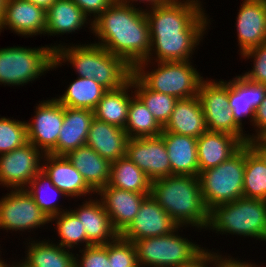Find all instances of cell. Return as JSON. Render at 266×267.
Segmentation results:
<instances>
[{"label": "cell", "mask_w": 266, "mask_h": 267, "mask_svg": "<svg viewBox=\"0 0 266 267\" xmlns=\"http://www.w3.org/2000/svg\"><path fill=\"white\" fill-rule=\"evenodd\" d=\"M169 0H115V2H118V3H121V4H125V5H130L132 7H137V8H140L142 10H148V9H152V8H155L157 6H161V5H164L168 2ZM138 2V3H137ZM136 3L137 5H139V3H144L146 5V8H143V7H138L136 6ZM135 4V5H134ZM149 5V6H148Z\"/></svg>", "instance_id": "obj_46"}, {"label": "cell", "mask_w": 266, "mask_h": 267, "mask_svg": "<svg viewBox=\"0 0 266 267\" xmlns=\"http://www.w3.org/2000/svg\"><path fill=\"white\" fill-rule=\"evenodd\" d=\"M154 200L183 229L204 231L208 221L198 176L172 175L151 181Z\"/></svg>", "instance_id": "obj_4"}, {"label": "cell", "mask_w": 266, "mask_h": 267, "mask_svg": "<svg viewBox=\"0 0 266 267\" xmlns=\"http://www.w3.org/2000/svg\"><path fill=\"white\" fill-rule=\"evenodd\" d=\"M214 248H204L190 262L182 264L178 267H213V250Z\"/></svg>", "instance_id": "obj_45"}, {"label": "cell", "mask_w": 266, "mask_h": 267, "mask_svg": "<svg viewBox=\"0 0 266 267\" xmlns=\"http://www.w3.org/2000/svg\"><path fill=\"white\" fill-rule=\"evenodd\" d=\"M201 0H169L145 10L151 35V49L145 61H191L195 49L210 29ZM209 18V19H208Z\"/></svg>", "instance_id": "obj_1"}, {"label": "cell", "mask_w": 266, "mask_h": 267, "mask_svg": "<svg viewBox=\"0 0 266 267\" xmlns=\"http://www.w3.org/2000/svg\"><path fill=\"white\" fill-rule=\"evenodd\" d=\"M260 137L266 142V131Z\"/></svg>", "instance_id": "obj_52"}, {"label": "cell", "mask_w": 266, "mask_h": 267, "mask_svg": "<svg viewBox=\"0 0 266 267\" xmlns=\"http://www.w3.org/2000/svg\"><path fill=\"white\" fill-rule=\"evenodd\" d=\"M47 11L56 0H26Z\"/></svg>", "instance_id": "obj_48"}, {"label": "cell", "mask_w": 266, "mask_h": 267, "mask_svg": "<svg viewBox=\"0 0 266 267\" xmlns=\"http://www.w3.org/2000/svg\"><path fill=\"white\" fill-rule=\"evenodd\" d=\"M218 80L204 78L198 90L208 131L228 133L237 137L243 144H247L248 134L235 121L230 109L228 81Z\"/></svg>", "instance_id": "obj_10"}, {"label": "cell", "mask_w": 266, "mask_h": 267, "mask_svg": "<svg viewBox=\"0 0 266 267\" xmlns=\"http://www.w3.org/2000/svg\"><path fill=\"white\" fill-rule=\"evenodd\" d=\"M106 91L93 78L76 77L62 95L54 98L64 107L93 111Z\"/></svg>", "instance_id": "obj_31"}, {"label": "cell", "mask_w": 266, "mask_h": 267, "mask_svg": "<svg viewBox=\"0 0 266 267\" xmlns=\"http://www.w3.org/2000/svg\"><path fill=\"white\" fill-rule=\"evenodd\" d=\"M54 59L55 51L51 45L0 48V85L20 87L33 83L52 71Z\"/></svg>", "instance_id": "obj_7"}, {"label": "cell", "mask_w": 266, "mask_h": 267, "mask_svg": "<svg viewBox=\"0 0 266 267\" xmlns=\"http://www.w3.org/2000/svg\"><path fill=\"white\" fill-rule=\"evenodd\" d=\"M107 185L147 196L151 194V180L126 156L111 163L110 178Z\"/></svg>", "instance_id": "obj_32"}, {"label": "cell", "mask_w": 266, "mask_h": 267, "mask_svg": "<svg viewBox=\"0 0 266 267\" xmlns=\"http://www.w3.org/2000/svg\"><path fill=\"white\" fill-rule=\"evenodd\" d=\"M178 230L183 232L179 226L168 235L133 241L139 267H178L205 248L180 235Z\"/></svg>", "instance_id": "obj_9"}, {"label": "cell", "mask_w": 266, "mask_h": 267, "mask_svg": "<svg viewBox=\"0 0 266 267\" xmlns=\"http://www.w3.org/2000/svg\"><path fill=\"white\" fill-rule=\"evenodd\" d=\"M133 95L131 75L130 80L121 88L107 90L104 93L102 99L93 110L94 117L100 121L124 129L127 123L130 100Z\"/></svg>", "instance_id": "obj_30"}, {"label": "cell", "mask_w": 266, "mask_h": 267, "mask_svg": "<svg viewBox=\"0 0 266 267\" xmlns=\"http://www.w3.org/2000/svg\"><path fill=\"white\" fill-rule=\"evenodd\" d=\"M44 153L32 143L0 154V186L10 189H25L42 170Z\"/></svg>", "instance_id": "obj_12"}, {"label": "cell", "mask_w": 266, "mask_h": 267, "mask_svg": "<svg viewBox=\"0 0 266 267\" xmlns=\"http://www.w3.org/2000/svg\"><path fill=\"white\" fill-rule=\"evenodd\" d=\"M132 86L134 94L147 107L156 121L164 127L169 121L178 99L148 89L133 73Z\"/></svg>", "instance_id": "obj_35"}, {"label": "cell", "mask_w": 266, "mask_h": 267, "mask_svg": "<svg viewBox=\"0 0 266 267\" xmlns=\"http://www.w3.org/2000/svg\"><path fill=\"white\" fill-rule=\"evenodd\" d=\"M28 143L26 121L0 116V154L8 153Z\"/></svg>", "instance_id": "obj_38"}, {"label": "cell", "mask_w": 266, "mask_h": 267, "mask_svg": "<svg viewBox=\"0 0 266 267\" xmlns=\"http://www.w3.org/2000/svg\"><path fill=\"white\" fill-rule=\"evenodd\" d=\"M6 0H0V24L2 22V17H3V10L5 7Z\"/></svg>", "instance_id": "obj_50"}, {"label": "cell", "mask_w": 266, "mask_h": 267, "mask_svg": "<svg viewBox=\"0 0 266 267\" xmlns=\"http://www.w3.org/2000/svg\"><path fill=\"white\" fill-rule=\"evenodd\" d=\"M65 156L95 193L108 184L111 162L101 157L91 147L81 146Z\"/></svg>", "instance_id": "obj_28"}, {"label": "cell", "mask_w": 266, "mask_h": 267, "mask_svg": "<svg viewBox=\"0 0 266 267\" xmlns=\"http://www.w3.org/2000/svg\"><path fill=\"white\" fill-rule=\"evenodd\" d=\"M128 136L124 129L93 119L86 145L111 163L126 156Z\"/></svg>", "instance_id": "obj_24"}, {"label": "cell", "mask_w": 266, "mask_h": 267, "mask_svg": "<svg viewBox=\"0 0 266 267\" xmlns=\"http://www.w3.org/2000/svg\"><path fill=\"white\" fill-rule=\"evenodd\" d=\"M92 22L115 0H72ZM92 16V18H91Z\"/></svg>", "instance_id": "obj_42"}, {"label": "cell", "mask_w": 266, "mask_h": 267, "mask_svg": "<svg viewBox=\"0 0 266 267\" xmlns=\"http://www.w3.org/2000/svg\"><path fill=\"white\" fill-rule=\"evenodd\" d=\"M1 254H2V253L0 252V267H10L11 263L8 264V263H7V260H6V262H5V260L2 259Z\"/></svg>", "instance_id": "obj_51"}, {"label": "cell", "mask_w": 266, "mask_h": 267, "mask_svg": "<svg viewBox=\"0 0 266 267\" xmlns=\"http://www.w3.org/2000/svg\"><path fill=\"white\" fill-rule=\"evenodd\" d=\"M244 173L245 144L228 160L199 173L202 197L208 210L243 197Z\"/></svg>", "instance_id": "obj_8"}, {"label": "cell", "mask_w": 266, "mask_h": 267, "mask_svg": "<svg viewBox=\"0 0 266 267\" xmlns=\"http://www.w3.org/2000/svg\"><path fill=\"white\" fill-rule=\"evenodd\" d=\"M92 34L95 44L131 68L148 58L151 35L145 10L114 1L92 22Z\"/></svg>", "instance_id": "obj_2"}, {"label": "cell", "mask_w": 266, "mask_h": 267, "mask_svg": "<svg viewBox=\"0 0 266 267\" xmlns=\"http://www.w3.org/2000/svg\"><path fill=\"white\" fill-rule=\"evenodd\" d=\"M7 28L24 38L37 35L41 37L42 34L45 36L46 11L26 0H6L0 34Z\"/></svg>", "instance_id": "obj_16"}, {"label": "cell", "mask_w": 266, "mask_h": 267, "mask_svg": "<svg viewBox=\"0 0 266 267\" xmlns=\"http://www.w3.org/2000/svg\"><path fill=\"white\" fill-rule=\"evenodd\" d=\"M179 225L150 195L141 204L131 224L120 234L128 241L164 236L175 231Z\"/></svg>", "instance_id": "obj_15"}, {"label": "cell", "mask_w": 266, "mask_h": 267, "mask_svg": "<svg viewBox=\"0 0 266 267\" xmlns=\"http://www.w3.org/2000/svg\"><path fill=\"white\" fill-rule=\"evenodd\" d=\"M75 255V267H110L108 258V243L91 245L78 250Z\"/></svg>", "instance_id": "obj_41"}, {"label": "cell", "mask_w": 266, "mask_h": 267, "mask_svg": "<svg viewBox=\"0 0 266 267\" xmlns=\"http://www.w3.org/2000/svg\"><path fill=\"white\" fill-rule=\"evenodd\" d=\"M163 131L199 138L208 131L198 96L178 99Z\"/></svg>", "instance_id": "obj_26"}, {"label": "cell", "mask_w": 266, "mask_h": 267, "mask_svg": "<svg viewBox=\"0 0 266 267\" xmlns=\"http://www.w3.org/2000/svg\"><path fill=\"white\" fill-rule=\"evenodd\" d=\"M94 111L65 107L64 120L57 145L49 152L54 155H67L70 151L86 145Z\"/></svg>", "instance_id": "obj_23"}, {"label": "cell", "mask_w": 266, "mask_h": 267, "mask_svg": "<svg viewBox=\"0 0 266 267\" xmlns=\"http://www.w3.org/2000/svg\"><path fill=\"white\" fill-rule=\"evenodd\" d=\"M29 237L24 244L26 255L22 257V261L29 267H75L76 253L73 250L63 248L49 238L35 240Z\"/></svg>", "instance_id": "obj_29"}, {"label": "cell", "mask_w": 266, "mask_h": 267, "mask_svg": "<svg viewBox=\"0 0 266 267\" xmlns=\"http://www.w3.org/2000/svg\"><path fill=\"white\" fill-rule=\"evenodd\" d=\"M252 126L255 131H253L254 133H251L252 135L248 133L249 140L260 137L266 131V95L255 111Z\"/></svg>", "instance_id": "obj_44"}, {"label": "cell", "mask_w": 266, "mask_h": 267, "mask_svg": "<svg viewBox=\"0 0 266 267\" xmlns=\"http://www.w3.org/2000/svg\"><path fill=\"white\" fill-rule=\"evenodd\" d=\"M55 221V223H54ZM51 225L54 223V230L60 240L54 242L63 248L75 250L77 247L80 249L87 247V236L85 229L81 225V221L76 214L68 208L64 212L54 216L50 219ZM81 246V247H79ZM75 248V249H74Z\"/></svg>", "instance_id": "obj_37"}, {"label": "cell", "mask_w": 266, "mask_h": 267, "mask_svg": "<svg viewBox=\"0 0 266 267\" xmlns=\"http://www.w3.org/2000/svg\"><path fill=\"white\" fill-rule=\"evenodd\" d=\"M96 194L119 235L131 224L142 202L148 197L145 194L120 190L109 185L101 188Z\"/></svg>", "instance_id": "obj_19"}, {"label": "cell", "mask_w": 266, "mask_h": 267, "mask_svg": "<svg viewBox=\"0 0 266 267\" xmlns=\"http://www.w3.org/2000/svg\"><path fill=\"white\" fill-rule=\"evenodd\" d=\"M219 250H215L213 251V267H261L262 265H256L257 263H252V262H247L240 260V258L238 259L232 256H230L227 254L224 256L222 255L220 252H218ZM217 252V253H216ZM263 267H265L263 265Z\"/></svg>", "instance_id": "obj_43"}, {"label": "cell", "mask_w": 266, "mask_h": 267, "mask_svg": "<svg viewBox=\"0 0 266 267\" xmlns=\"http://www.w3.org/2000/svg\"><path fill=\"white\" fill-rule=\"evenodd\" d=\"M243 197L266 200V165L248 144H245Z\"/></svg>", "instance_id": "obj_36"}, {"label": "cell", "mask_w": 266, "mask_h": 267, "mask_svg": "<svg viewBox=\"0 0 266 267\" xmlns=\"http://www.w3.org/2000/svg\"><path fill=\"white\" fill-rule=\"evenodd\" d=\"M50 224L26 189H10L0 197V230L30 232ZM9 230V231H8Z\"/></svg>", "instance_id": "obj_11"}, {"label": "cell", "mask_w": 266, "mask_h": 267, "mask_svg": "<svg viewBox=\"0 0 266 267\" xmlns=\"http://www.w3.org/2000/svg\"><path fill=\"white\" fill-rule=\"evenodd\" d=\"M36 103L34 116L27 120V139L44 154L49 153L56 145L64 120L65 107L55 98Z\"/></svg>", "instance_id": "obj_13"}, {"label": "cell", "mask_w": 266, "mask_h": 267, "mask_svg": "<svg viewBox=\"0 0 266 267\" xmlns=\"http://www.w3.org/2000/svg\"><path fill=\"white\" fill-rule=\"evenodd\" d=\"M108 258L110 267H139L133 242L120 235L108 243Z\"/></svg>", "instance_id": "obj_39"}, {"label": "cell", "mask_w": 266, "mask_h": 267, "mask_svg": "<svg viewBox=\"0 0 266 267\" xmlns=\"http://www.w3.org/2000/svg\"><path fill=\"white\" fill-rule=\"evenodd\" d=\"M241 59L251 60L253 62L252 69L241 75L251 82L266 85V43L260 44L241 55ZM253 60V61H252Z\"/></svg>", "instance_id": "obj_40"}, {"label": "cell", "mask_w": 266, "mask_h": 267, "mask_svg": "<svg viewBox=\"0 0 266 267\" xmlns=\"http://www.w3.org/2000/svg\"><path fill=\"white\" fill-rule=\"evenodd\" d=\"M42 170L48 175L51 182L67 195V198L80 199L82 197L85 199L86 196L88 198L96 196V193L87 185L82 175L65 155L44 154Z\"/></svg>", "instance_id": "obj_18"}, {"label": "cell", "mask_w": 266, "mask_h": 267, "mask_svg": "<svg viewBox=\"0 0 266 267\" xmlns=\"http://www.w3.org/2000/svg\"><path fill=\"white\" fill-rule=\"evenodd\" d=\"M18 261V262H17ZM16 262L15 261H12L10 267H29L26 263H24L21 259L20 261L17 260Z\"/></svg>", "instance_id": "obj_49"}, {"label": "cell", "mask_w": 266, "mask_h": 267, "mask_svg": "<svg viewBox=\"0 0 266 267\" xmlns=\"http://www.w3.org/2000/svg\"><path fill=\"white\" fill-rule=\"evenodd\" d=\"M126 157L153 181L172 176L168 152L161 136L129 138Z\"/></svg>", "instance_id": "obj_14"}, {"label": "cell", "mask_w": 266, "mask_h": 267, "mask_svg": "<svg viewBox=\"0 0 266 267\" xmlns=\"http://www.w3.org/2000/svg\"><path fill=\"white\" fill-rule=\"evenodd\" d=\"M266 242V200L241 197L208 210L204 231Z\"/></svg>", "instance_id": "obj_5"}, {"label": "cell", "mask_w": 266, "mask_h": 267, "mask_svg": "<svg viewBox=\"0 0 266 267\" xmlns=\"http://www.w3.org/2000/svg\"><path fill=\"white\" fill-rule=\"evenodd\" d=\"M266 95V85L251 82L244 76L236 75L228 80L230 109L235 121L244 129L246 118L252 126L255 111ZM246 117V118H245ZM244 121V123H242Z\"/></svg>", "instance_id": "obj_21"}, {"label": "cell", "mask_w": 266, "mask_h": 267, "mask_svg": "<svg viewBox=\"0 0 266 267\" xmlns=\"http://www.w3.org/2000/svg\"><path fill=\"white\" fill-rule=\"evenodd\" d=\"M124 130L128 138L157 137L162 133L163 127L134 94L130 100L127 123Z\"/></svg>", "instance_id": "obj_34"}, {"label": "cell", "mask_w": 266, "mask_h": 267, "mask_svg": "<svg viewBox=\"0 0 266 267\" xmlns=\"http://www.w3.org/2000/svg\"><path fill=\"white\" fill-rule=\"evenodd\" d=\"M250 148L264 161L266 165V142L261 137L248 141Z\"/></svg>", "instance_id": "obj_47"}, {"label": "cell", "mask_w": 266, "mask_h": 267, "mask_svg": "<svg viewBox=\"0 0 266 267\" xmlns=\"http://www.w3.org/2000/svg\"><path fill=\"white\" fill-rule=\"evenodd\" d=\"M173 175L199 176L197 138L162 131Z\"/></svg>", "instance_id": "obj_27"}, {"label": "cell", "mask_w": 266, "mask_h": 267, "mask_svg": "<svg viewBox=\"0 0 266 267\" xmlns=\"http://www.w3.org/2000/svg\"><path fill=\"white\" fill-rule=\"evenodd\" d=\"M192 61L156 62L157 64L155 61H143L133 68V74L148 89L176 99H187L198 96L200 83L204 79ZM150 63L156 67L150 69Z\"/></svg>", "instance_id": "obj_6"}, {"label": "cell", "mask_w": 266, "mask_h": 267, "mask_svg": "<svg viewBox=\"0 0 266 267\" xmlns=\"http://www.w3.org/2000/svg\"><path fill=\"white\" fill-rule=\"evenodd\" d=\"M89 26V27H87ZM88 28L92 33V20L72 0H56L46 11L45 36H62Z\"/></svg>", "instance_id": "obj_25"}, {"label": "cell", "mask_w": 266, "mask_h": 267, "mask_svg": "<svg viewBox=\"0 0 266 267\" xmlns=\"http://www.w3.org/2000/svg\"><path fill=\"white\" fill-rule=\"evenodd\" d=\"M81 204L74 209L69 208L76 214L85 229L87 247L91 245H105L119 236L98 197L86 198Z\"/></svg>", "instance_id": "obj_20"}, {"label": "cell", "mask_w": 266, "mask_h": 267, "mask_svg": "<svg viewBox=\"0 0 266 267\" xmlns=\"http://www.w3.org/2000/svg\"><path fill=\"white\" fill-rule=\"evenodd\" d=\"M244 144L235 136L207 131L197 138V158L199 173L228 160Z\"/></svg>", "instance_id": "obj_22"}, {"label": "cell", "mask_w": 266, "mask_h": 267, "mask_svg": "<svg viewBox=\"0 0 266 267\" xmlns=\"http://www.w3.org/2000/svg\"><path fill=\"white\" fill-rule=\"evenodd\" d=\"M236 16L238 54L266 43V0H243Z\"/></svg>", "instance_id": "obj_17"}, {"label": "cell", "mask_w": 266, "mask_h": 267, "mask_svg": "<svg viewBox=\"0 0 266 267\" xmlns=\"http://www.w3.org/2000/svg\"><path fill=\"white\" fill-rule=\"evenodd\" d=\"M25 189L49 220L65 210H68L66 207H63V205L61 206L57 201L61 197H63V199L65 197L66 200L67 195L51 182V179L43 172V170L35 175Z\"/></svg>", "instance_id": "obj_33"}, {"label": "cell", "mask_w": 266, "mask_h": 267, "mask_svg": "<svg viewBox=\"0 0 266 267\" xmlns=\"http://www.w3.org/2000/svg\"><path fill=\"white\" fill-rule=\"evenodd\" d=\"M51 44L55 51V59L51 69L62 67L63 63L70 65L77 77L93 78L106 90L121 88L133 73L131 68L122 58L113 55L103 46L95 43H61Z\"/></svg>", "instance_id": "obj_3"}]
</instances>
